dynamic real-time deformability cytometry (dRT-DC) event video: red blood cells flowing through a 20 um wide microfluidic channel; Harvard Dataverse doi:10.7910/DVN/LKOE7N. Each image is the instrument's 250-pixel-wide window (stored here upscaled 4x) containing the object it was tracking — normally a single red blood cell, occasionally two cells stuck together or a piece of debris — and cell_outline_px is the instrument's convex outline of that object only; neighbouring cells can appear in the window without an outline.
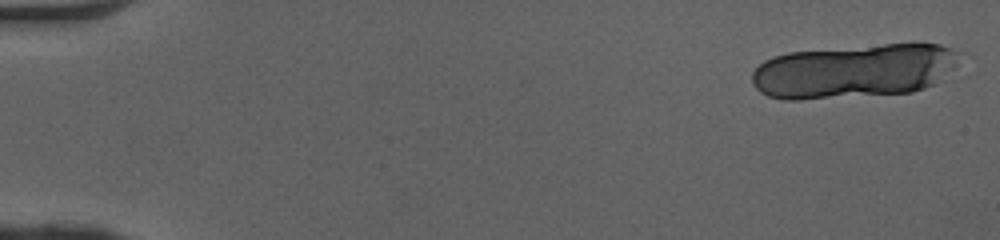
{"species": "human", "species_latin": "Homo sapiens", "temperature_condition": "cold", "stored_images_in_passage": 20, "camera_frame_rate_fps": 3000, "um_per_image_px": 0.085, "donor": {"sex": "female"}, "frame": {"image": 1, "passage_image": 1, "time_ms": 0.0, "image_size_px": [1000, 240], "cell_outline_px": [[968, 52], [952, 68], [932, 84], [924, 88], [912, 92], [800, 100], [784, 100], [768, 96], [760, 92], [752, 84], [752, 72], [764, 60], [788, 52], [884, 44], [940, 44]], "centroid_in_image_um": [72.61, 6.03], "position_along_channel_um": 12.4, "area_um2": 65.55}}
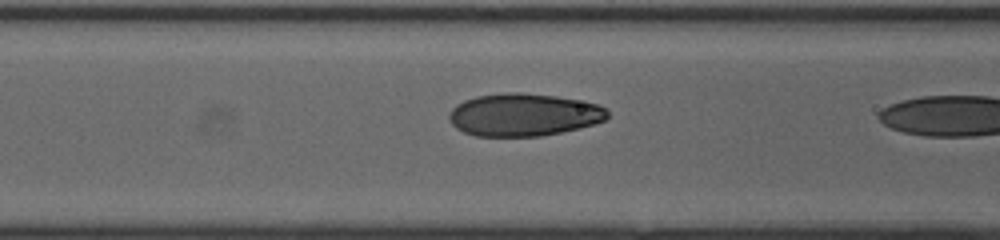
{"frame": {"image": 2, "passage_image": 19, "time_ms": 6.0, "image_size_px": [1000, 240], "cell_outline_px": [[608, 116], [604, 120], [596, 124], [580, 128], [540, 136], [476, 136], [464, 132], [456, 128], [452, 124], [448, 116], [452, 108], [456, 104], [464, 100], [476, 96], [508, 92], [520, 92], [556, 96], [596, 104], [604, 108], [608, 112]], "centroid_in_image_um": [44.48, 9.76], "position_along_channel_um": 122.1, "area_um2": 39.25}}